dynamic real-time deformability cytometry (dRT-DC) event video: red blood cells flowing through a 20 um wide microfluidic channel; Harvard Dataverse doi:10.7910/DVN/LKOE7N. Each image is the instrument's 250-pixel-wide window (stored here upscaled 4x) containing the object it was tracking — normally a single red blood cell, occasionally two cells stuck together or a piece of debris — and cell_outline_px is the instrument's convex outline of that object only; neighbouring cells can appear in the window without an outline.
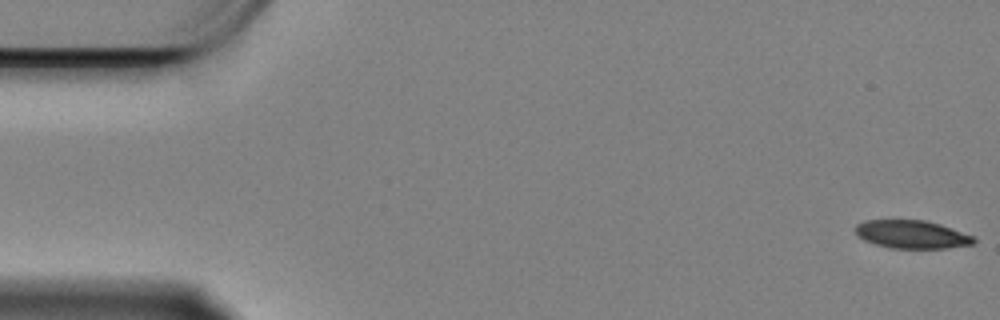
{"species": "Egyptian fruit bat (a non-hibernating species)", "species_latin": "Rousettus aegyptiacus", "temperature_condition": "cold", "stored_images_in_passage": 12, "camera_frame_rate_fps": 3000, "um_per_image_px": 0.085, "animal": {"sex": "female"}, "frame": {"image": 1, "passage_image": 1, "time_ms": 0.0, "image_size_px": [1000, 320], "cell_outline_px": [[976, 240], [972, 244], [944, 248], [888, 248], [864, 240], [856, 236], [856, 224], [864, 220], [924, 220], [940, 224], [972, 236]], "centroid_in_image_um": [77.45, 19.92], "position_along_channel_um": 7.6, "area_um2": 19.25}}